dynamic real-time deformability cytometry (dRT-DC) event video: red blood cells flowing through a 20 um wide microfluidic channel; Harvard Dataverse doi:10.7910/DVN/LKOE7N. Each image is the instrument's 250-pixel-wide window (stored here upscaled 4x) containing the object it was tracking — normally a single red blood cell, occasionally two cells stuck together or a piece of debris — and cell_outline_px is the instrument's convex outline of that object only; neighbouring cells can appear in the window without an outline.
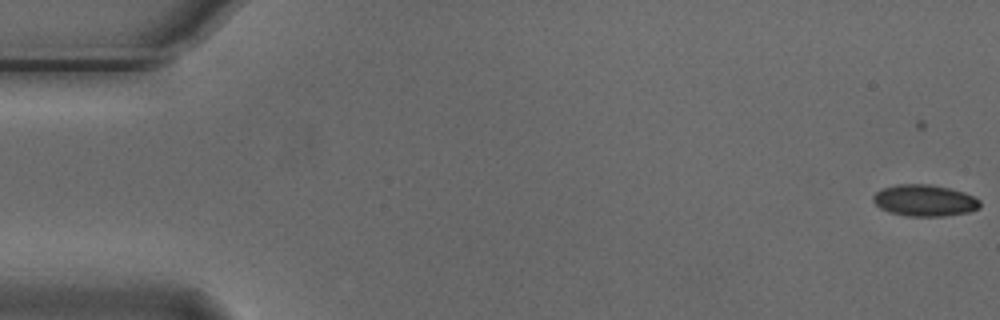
{"species": "Egyptian fruit bat (a non-hibernating species)", "species_latin": "Rousettus aegyptiacus", "temperature_condition": "cold", "stored_images_in_passage": 18, "camera_frame_rate_fps": 3000, "um_per_image_px": 0.085, "animal": {"sex": "male"}, "frame": {"image": 1, "passage_image": 2, "time_ms": 0.333, "image_size_px": [1000, 320], "cell_outline_px": [[980, 208], [968, 212], [944, 216], [908, 216], [888, 212], [880, 208], [872, 200], [872, 196], [876, 192], [884, 188], [896, 184], [928, 184], [948, 188], [964, 192], [980, 200]], "centroid_in_image_um": [78.57, 17.04], "position_along_channel_um": 6.4, "area_um2": 19.59}}
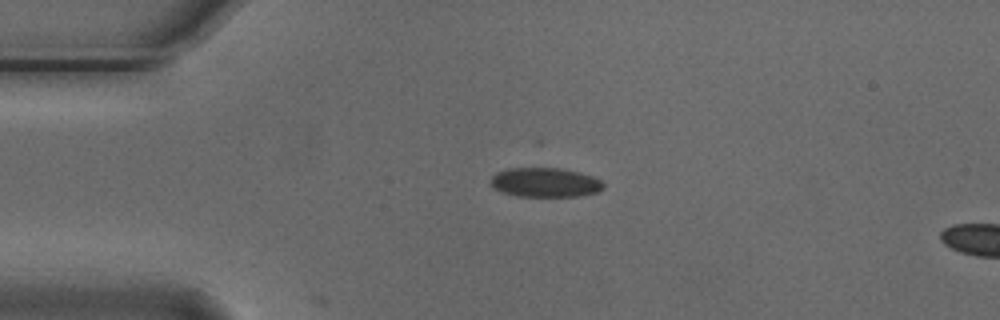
{"frame": {"image": 2, "passage_image": 14, "time_ms": 4.333, "image_size_px": [1000, 320], "cell_outline_px": [[604, 188], [596, 192], [576, 196], [516, 196], [492, 188], [488, 184], [492, 176], [496, 172], [508, 168], [560, 168], [580, 172], [592, 176], [600, 180], [604, 184]], "centroid_in_image_um": [46.29, 15.5], "position_along_channel_um": 38.7, "area_um2": 19.36}}